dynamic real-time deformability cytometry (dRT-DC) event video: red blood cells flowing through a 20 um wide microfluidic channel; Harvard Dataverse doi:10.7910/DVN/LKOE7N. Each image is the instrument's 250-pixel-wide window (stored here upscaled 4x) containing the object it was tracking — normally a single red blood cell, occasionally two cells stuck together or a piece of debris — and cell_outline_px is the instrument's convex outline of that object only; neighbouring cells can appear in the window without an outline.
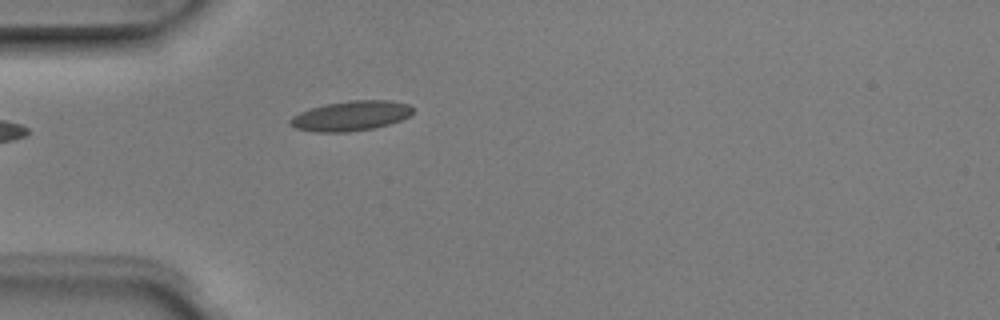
{"species": "Egyptian fruit bat (a non-hibernating species)", "species_latin": "Rousettus aegyptiacus", "temperature_condition": "room temperature", "stored_images_in_passage": 5, "camera_frame_rate_fps": 3000, "um_per_image_px": 0.085, "animal": {"sex": "male"}, "frame": {"image": 1, "passage_image": 5, "time_ms": 1.333, "image_size_px": [1000, 320], "cell_outline_px": [[412, 112], [408, 116], [400, 120], [388, 124], [372, 128], [348, 132], [316, 132], [296, 128], [288, 124], [288, 120], [292, 116], [300, 112], [324, 104], [348, 100], [392, 100], [408, 104], [412, 108]], "centroid_in_image_um": [29.78, 9.84], "position_along_channel_um": 55.2, "area_um2": 21.33}}